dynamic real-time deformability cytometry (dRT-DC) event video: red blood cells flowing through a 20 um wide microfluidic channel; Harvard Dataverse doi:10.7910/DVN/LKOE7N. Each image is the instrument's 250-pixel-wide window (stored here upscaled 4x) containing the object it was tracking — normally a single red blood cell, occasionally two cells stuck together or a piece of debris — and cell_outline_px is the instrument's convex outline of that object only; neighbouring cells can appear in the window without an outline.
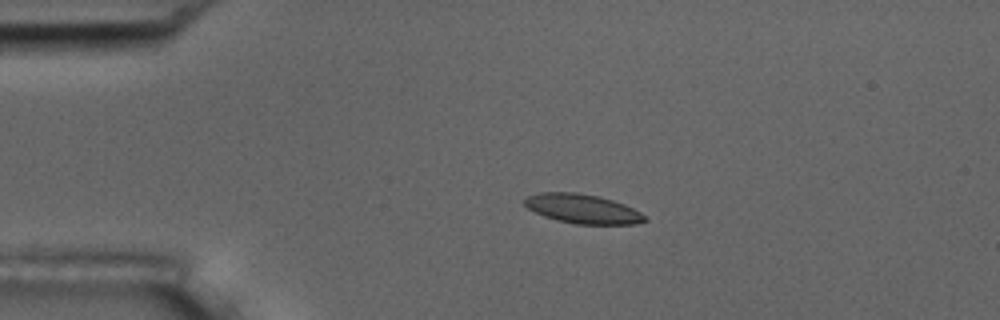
{"species": "common noctule bat (a hibernating species)", "species_latin": "Nyctalus noctula", "temperature_condition": "room temperature", "stored_images_in_passage": 1, "camera_frame_rate_fps": 3000, "um_per_image_px": 0.085, "animal": {"sex": "male", "body_mass_g": 17.5, "forearm_length_mm": 52.3}, "frame": {"image": 1, "passage_image": 1, "time_ms": 0.0, "image_size_px": [1000, 320], "cell_outline_px": [[648, 220], [636, 224], [576, 224], [556, 220], [544, 216], [528, 208], [524, 204], [524, 200], [528, 196], [536, 192], [576, 192], [600, 196], [624, 204], [648, 216]], "centroid_in_image_um": [49.54, 17.74], "position_along_channel_um": 35.5, "area_um2": 20.63}}